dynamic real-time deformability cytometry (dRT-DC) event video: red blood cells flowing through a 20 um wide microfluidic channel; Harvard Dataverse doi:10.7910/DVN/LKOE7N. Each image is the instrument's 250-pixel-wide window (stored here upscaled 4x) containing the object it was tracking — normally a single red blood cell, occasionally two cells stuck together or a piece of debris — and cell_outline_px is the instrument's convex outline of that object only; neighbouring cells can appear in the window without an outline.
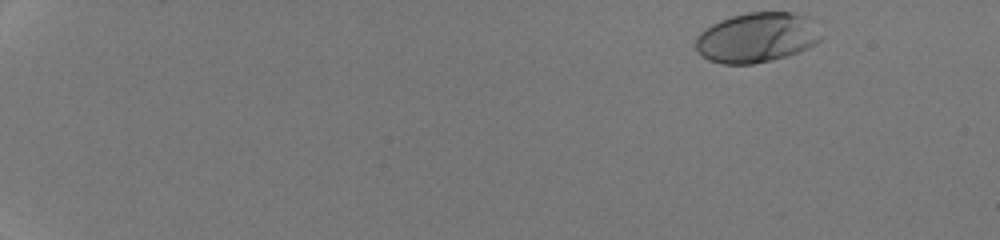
{"species": "human", "species_latin": "Homo sapiens", "temperature_condition": "room temperature", "stored_images_in_passage": 47, "camera_frame_rate_fps": 3000, "um_per_image_px": 0.085, "donor": {"sex": "male"}, "frame": {"image": 1, "passage_image": 1, "time_ms": 0.0, "image_size_px": [1000, 240], "cell_outline_px": [[820, 40], [816, 44], [808, 48], [772, 60], [752, 64], [724, 64], [708, 60], [696, 48], [696, 36], [704, 28], [720, 20], [732, 16], [748, 12], [792, 12], [804, 16], [820, 36]], "centroid_in_image_um": [64.26, 3.2], "position_along_channel_um": 20.7, "area_um2": 35.84}}
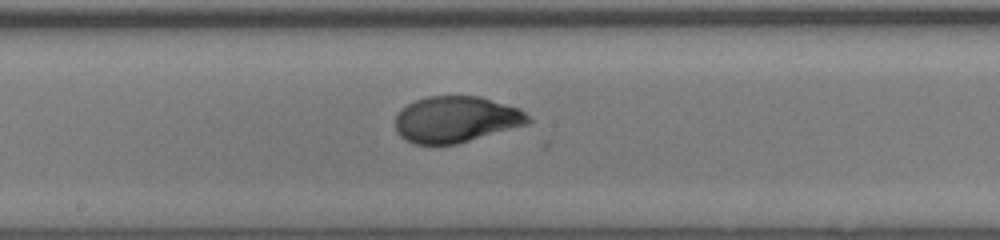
{"frame": {"image": 2, "passage_image": 27, "time_ms": 8.667, "image_size_px": [1000, 240], "cell_outline_px": [[532, 120], [528, 124], [456, 144], [412, 144], [404, 140], [396, 132], [396, 116], [408, 104], [416, 100], [428, 96], [480, 96], [520, 108]], "centroid_in_image_um": [38.77, 10.15], "position_along_channel_um": 209.4, "area_um2": 35.72}}
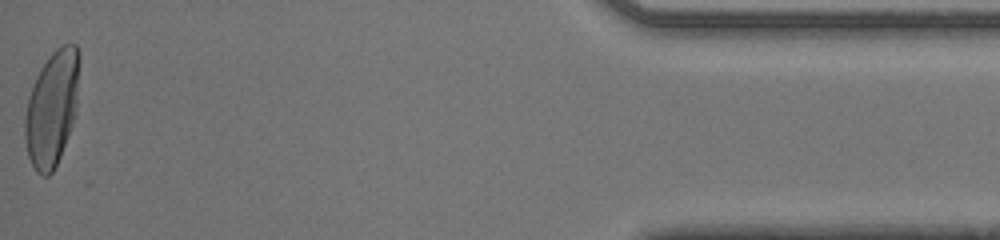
{"frame": {"image": 3, "passage_image": 47, "time_ms": 15.333, "image_size_px": [1000, 240], "cell_outline_px": [[80, 60], [76, 116], [60, 156], [52, 172], [48, 176], [40, 176], [36, 172], [28, 156], [24, 136], [24, 120], [28, 100], [36, 76], [40, 68], [48, 56], [56, 48], [64, 44], [76, 44], [80, 52]], "centroid_in_image_um": [4.43, 9.18], "position_along_channel_um": 430.8, "area_um2": 36.88}, "authors_computed_cell_mechanics": {"area_um2": 35.7204, "velocity_mm_per_s": 4.2903, "shape_relaxation_time_tau1_ms": 5.5333, "shape_relaxation_time_tau2_ms": null, "deformation_change_tau1": 0.2375, "deformation_change_tau2": null}}